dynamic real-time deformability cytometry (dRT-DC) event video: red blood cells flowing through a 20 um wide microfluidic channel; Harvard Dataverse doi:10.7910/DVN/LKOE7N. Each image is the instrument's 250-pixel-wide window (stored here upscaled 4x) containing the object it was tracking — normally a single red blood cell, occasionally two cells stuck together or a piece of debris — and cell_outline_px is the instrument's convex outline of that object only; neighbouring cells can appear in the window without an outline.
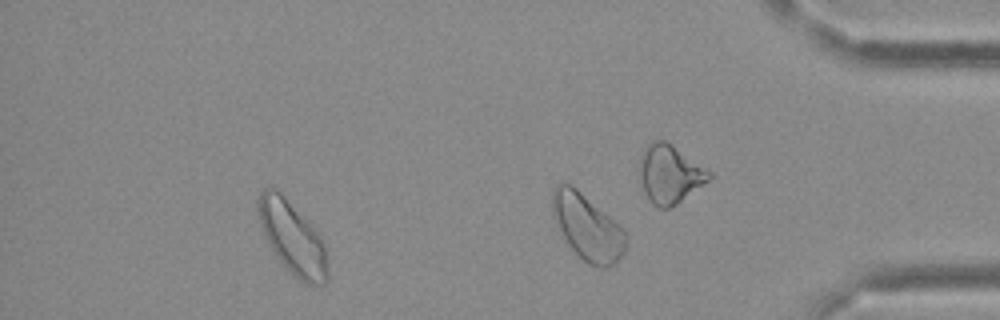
{"species": "Egyptian fruit bat (a non-hibernating species)", "species_latin": "Rousettus aegyptiacus", "temperature_condition": "cold", "stored_images_in_passage": 26, "camera_frame_rate_fps": 3000, "um_per_image_px": 0.085, "frame": {"image": 1, "passage_image": 26, "time_ms": 8.333, "image_size_px": [1000, 320], "cell_outline_px": [[628, 236], [624, 252], [612, 264], [604, 268], [600, 268], [588, 264], [568, 244], [560, 232], [552, 216], [552, 192], [556, 184], [572, 184], [608, 216]], "centroid_in_image_um": [49.88, 19.31], "position_along_channel_um": 385.3, "area_um2": 27.63}}